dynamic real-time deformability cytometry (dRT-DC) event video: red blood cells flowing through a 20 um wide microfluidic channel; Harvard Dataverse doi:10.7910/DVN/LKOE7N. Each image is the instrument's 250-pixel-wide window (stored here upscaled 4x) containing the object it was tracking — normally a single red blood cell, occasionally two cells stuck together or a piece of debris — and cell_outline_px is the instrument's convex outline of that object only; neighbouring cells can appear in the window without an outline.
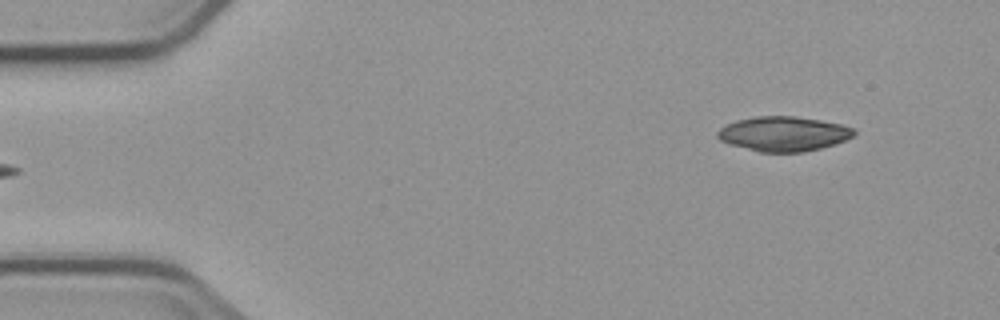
{"species": "common noctule bat (a hibernating species)", "species_latin": "Nyctalus noctula", "temperature_condition": "cold", "stored_images_in_passage": 5, "segment_of_instrument_passage": [2, 2], "camera_frame_rate_fps": 3000, "um_per_image_px": 0.085, "animal": {"sex": "male", "body_mass_g": 23.1, "forearm_length_mm": 52.7}, "frame": {"image": 1, "passage_image": 5, "time_ms": 5.0, "image_size_px": [1000, 320], "cell_outline_px": [[856, 132], [852, 136], [844, 140], [820, 148], [804, 152], [760, 152], [732, 144], [720, 140], [716, 136], [716, 132], [720, 128], [736, 120], [756, 116], [796, 116], [820, 120], [840, 124], [852, 128]], "centroid_in_image_um": [66.57, 11.36], "position_along_channel_um": 18.4, "area_um2": 27.28}}